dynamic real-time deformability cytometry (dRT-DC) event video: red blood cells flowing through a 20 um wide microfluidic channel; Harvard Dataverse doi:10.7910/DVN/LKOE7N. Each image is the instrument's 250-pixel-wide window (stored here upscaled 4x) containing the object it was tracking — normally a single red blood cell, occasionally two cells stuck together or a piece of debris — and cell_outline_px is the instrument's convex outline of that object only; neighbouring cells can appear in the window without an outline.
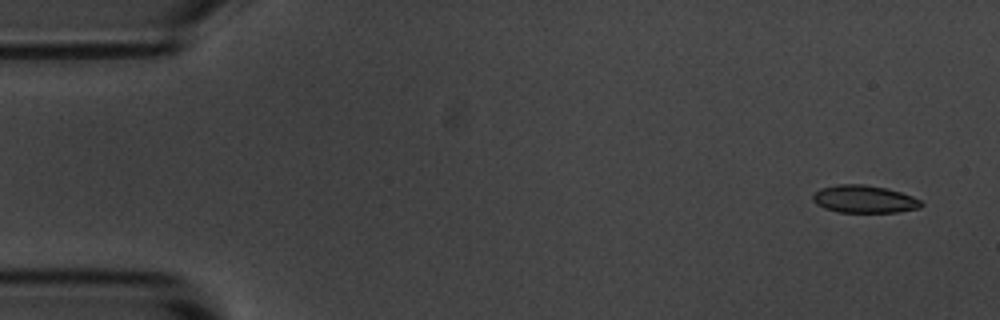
{"species": "common noctule bat (a hibernating species)", "species_latin": "Nyctalus noctula", "temperature_condition": "room temperature", "stored_images_in_passage": 4, "camera_frame_rate_fps": 3000, "um_per_image_px": 0.085, "animal": {"sex": "male", "body_mass_g": 20.1, "forearm_length_mm": 53.5}, "frame": {"image": 1, "passage_image": 1, "time_ms": 0.0, "image_size_px": [1000, 320], "cell_outline_px": [[924, 204], [920, 208], [896, 212], [836, 212], [824, 208], [816, 204], [812, 200], [812, 196], [820, 188], [840, 184], [864, 184], [884, 188], [900, 192], [912, 196], [920, 200]], "centroid_in_image_um": [73.44, 16.93], "position_along_channel_um": 11.6, "area_um2": 17.4}}
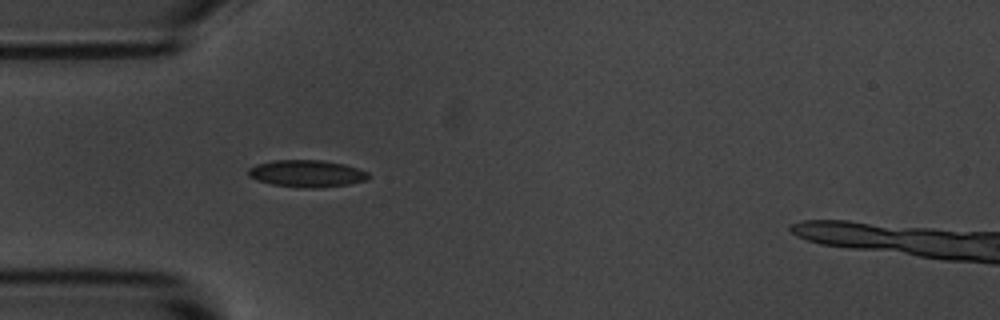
{"frame": {"image": 2, "passage_image": 4, "time_ms": 1.0, "image_size_px": [1000, 320], "cell_outline_px": [[372, 176], [368, 180], [348, 184], [316, 188], [312, 188], [272, 184], [256, 180], [248, 176], [248, 168], [256, 164], [272, 160], [324, 160], [344, 164], [368, 172]], "centroid_in_image_um": [26.08, 14.74], "position_along_channel_um": 58.9, "area_um2": 18.96}}